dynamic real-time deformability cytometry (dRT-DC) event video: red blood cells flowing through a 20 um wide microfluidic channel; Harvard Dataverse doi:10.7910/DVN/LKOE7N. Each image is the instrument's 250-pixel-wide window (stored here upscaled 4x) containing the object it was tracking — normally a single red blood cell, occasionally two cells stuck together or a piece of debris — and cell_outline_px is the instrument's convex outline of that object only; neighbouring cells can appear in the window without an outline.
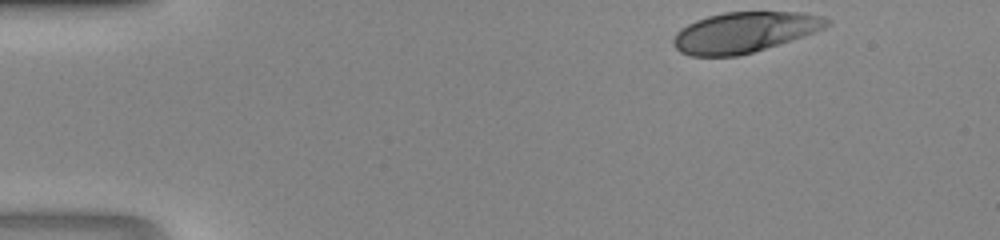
{"species": "human", "species_latin": "Homo sapiens", "temperature_condition": "room temperature", "stored_images_in_passage": 33, "camera_frame_rate_fps": 3000, "um_per_image_px": 0.085, "donor": {"sex": "male"}, "frame": {"image": 1, "passage_image": 1, "time_ms": 0.0, "image_size_px": [1000, 240], "cell_outline_px": [[832, 24], [824, 28], [804, 36], [752, 52], [736, 56], [692, 56], [680, 52], [676, 48], [672, 40], [676, 32], [680, 28], [696, 20], [708, 16], [724, 12], [804, 12], [824, 16], [832, 20]], "centroid_in_image_um": [63.29, 2.73], "position_along_channel_um": 21.7, "area_um2": 36.24}}
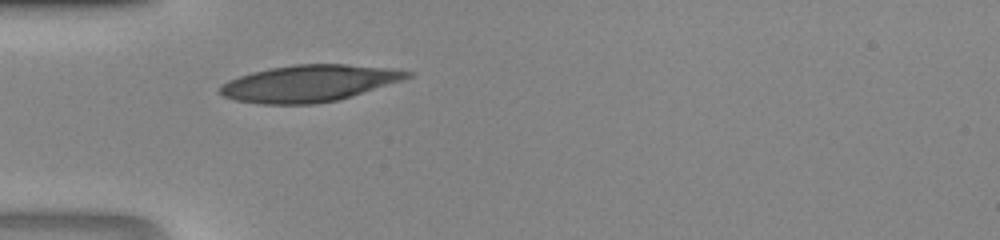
{"frame": {"image": 2, "passage_image": 10, "time_ms": 3.0, "image_size_px": [1000, 240], "cell_outline_px": [[412, 76], [352, 96], [336, 100], [312, 104], [260, 104], [236, 100], [224, 96], [220, 92], [220, 88], [228, 80], [252, 72], [268, 68], [296, 64], [344, 64], [392, 68], [412, 72]], "centroid_in_image_um": [26.26, 7.08], "position_along_channel_um": 58.7, "area_um2": 39.59}}
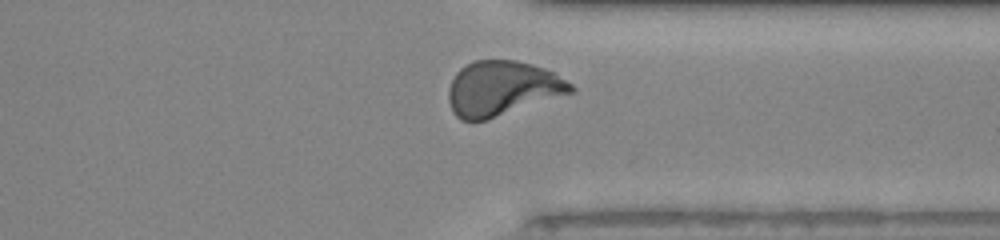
{"frame": {"image": 3, "passage_image": 31, "time_ms": 10.0, "image_size_px": [1000, 240], "cell_outline_px": [[576, 92], [488, 120], [460, 120], [452, 112], [448, 100], [448, 88], [456, 72], [460, 68], [476, 60], [516, 60], [532, 64], [544, 68], [552, 72], [572, 84], [576, 88]], "centroid_in_image_um": [42.7, 7.53], "position_along_channel_um": 368.7, "area_um2": 39.36}}